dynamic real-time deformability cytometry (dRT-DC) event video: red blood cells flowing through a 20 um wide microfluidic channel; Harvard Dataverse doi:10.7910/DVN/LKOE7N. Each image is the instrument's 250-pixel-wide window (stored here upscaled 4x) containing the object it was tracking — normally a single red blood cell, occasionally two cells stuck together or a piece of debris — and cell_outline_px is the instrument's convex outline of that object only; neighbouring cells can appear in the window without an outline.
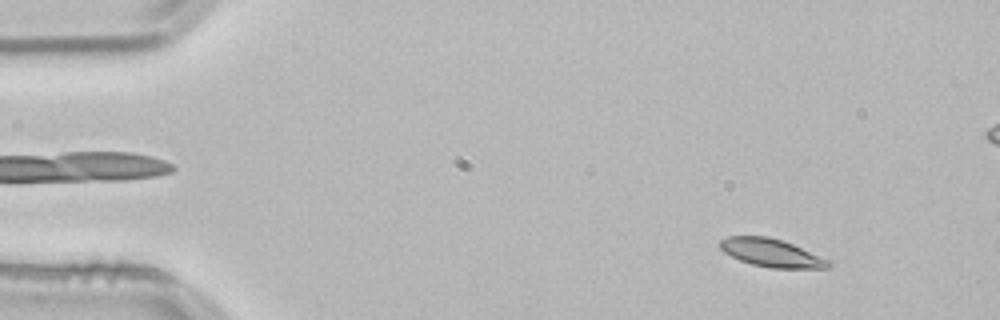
{"species": "common noctule bat (a hibernating species)", "species_latin": "Nyctalus noctula", "temperature_condition": "room temperature", "stored_images_in_passage": 55, "camera_frame_rate_fps": 3000, "um_per_image_px": 0.085, "animal": {"sex": "male", "body_mass_g": 21.5, "forearm_length_mm": 52.0}, "frame": {"image": 1, "passage_image": 6, "time_ms": 1.667, "image_size_px": [1000, 320], "cell_outline_px": [[832, 264], [828, 268], [772, 268], [752, 264], [740, 260], [724, 252], [720, 248], [720, 240], [728, 236], [768, 236], [792, 244], [832, 260]], "centroid_in_image_um": [65.61, 21.5], "position_along_channel_um": 19.4, "area_um2": 17.69}}
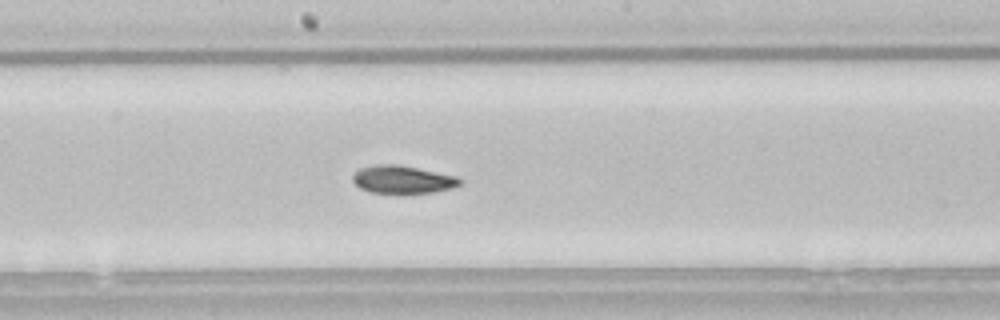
{"frame": {"image": 2, "passage_image": 29, "time_ms": 9.333, "image_size_px": [1000, 320], "cell_outline_px": [[460, 184], [452, 188], [432, 192], [372, 192], [360, 188], [352, 180], [352, 176], [360, 168], [376, 164], [392, 164], [416, 168], [456, 176], [460, 180]], "centroid_in_image_um": [34.19, 15.25], "position_along_channel_um": 214.0, "area_um2": 16.82}}
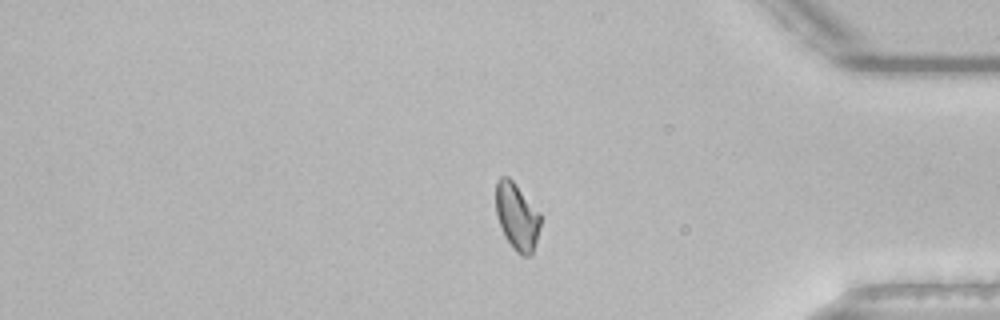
{"frame": {"image": 3, "passage_image": 45, "time_ms": 14.667, "image_size_px": [1000, 320], "cell_outline_px": [[540, 224], [536, 240], [532, 252], [528, 256], [524, 256], [516, 252], [512, 248], [504, 236], [496, 216], [496, 180], [500, 176], [508, 176], [512, 180], [540, 212]], "centroid_in_image_um": [43.91, 18.39], "position_along_channel_um": 391.3, "area_um2": 17.4}, "authors_computed_cell_mechanics": {"area_um2": 17.6868, "velocity_mm_per_s": 3.7914, "shape_relaxation_time_tau1_ms": 8.3657, "shape_relaxation_time_tau2_ms": 5.7903, "deformation_change_tau1": 0.1745, "deformation_change_tau2": 0.1122}}